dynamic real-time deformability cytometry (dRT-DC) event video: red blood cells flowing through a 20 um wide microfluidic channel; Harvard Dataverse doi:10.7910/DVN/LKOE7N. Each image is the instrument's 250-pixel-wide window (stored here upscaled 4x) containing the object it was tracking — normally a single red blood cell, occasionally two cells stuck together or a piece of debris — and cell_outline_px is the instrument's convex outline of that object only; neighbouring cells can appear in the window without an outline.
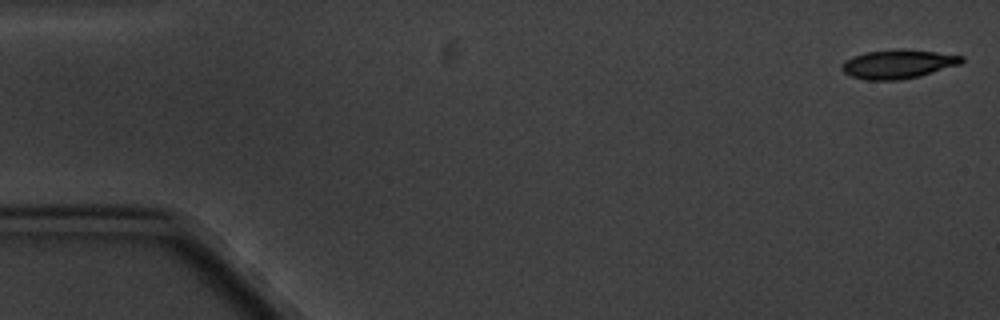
{"species": "common noctule bat (a hibernating species)", "species_latin": "Nyctalus noctula", "temperature_condition": "cold", "stored_images_in_passage": 6, "camera_frame_rate_fps": 3000, "um_per_image_px": 0.085, "animal": {"sex": "male", "body_mass_g": 20.1, "forearm_length_mm": 53.5}, "frame": {"image": 1, "passage_image": 1, "time_ms": 0.0, "image_size_px": [1000, 320], "cell_outline_px": [[964, 60], [960, 64], [920, 76], [900, 80], [864, 80], [852, 76], [844, 72], [840, 68], [840, 64], [844, 60], [852, 56], [868, 52], [896, 48], [904, 48], [936, 52], [964, 56]], "centroid_in_image_um": [76.31, 5.44], "position_along_channel_um": 8.7, "area_um2": 20.4}}